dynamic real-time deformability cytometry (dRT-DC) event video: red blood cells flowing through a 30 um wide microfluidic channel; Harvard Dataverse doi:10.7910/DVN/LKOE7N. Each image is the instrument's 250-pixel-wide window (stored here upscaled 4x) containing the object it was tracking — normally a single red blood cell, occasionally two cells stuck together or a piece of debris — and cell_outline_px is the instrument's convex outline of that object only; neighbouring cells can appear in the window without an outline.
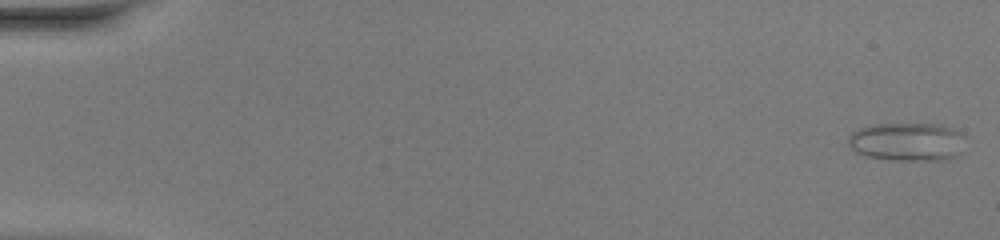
{"species": "common noctule bat (a hibernating species)", "species_latin": "Nyctalus noctula", "temperature_condition": "warm", "stored_images_in_passage": 49, "camera_frame_rate_fps": 3000, "um_per_image_px": 0.085, "animal": {"sex": "female", "body_mass_g": 20.0, "forearm_length_mm": 54.0}, "frame": {"image": 1, "passage_image": 1, "time_ms": 0.0, "image_size_px": [1000, 240], "cell_outline_px": [[964, 136], [960, 152], [944, 160], [892, 160], [868, 156], [856, 152], [848, 144], [848, 136], [852, 132], [860, 128], [872, 124], [940, 124], [952, 128], [960, 132]], "centroid_in_image_um": [77.08, 12.04], "position_along_channel_um": 7.9, "area_um2": 26.07}}
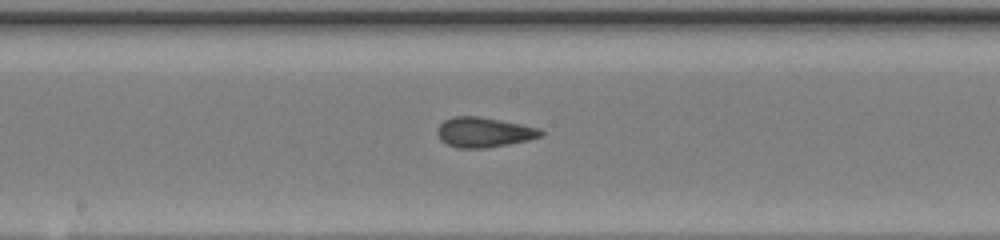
{"frame": {"image": 2, "passage_image": 27, "time_ms": 8.667, "image_size_px": [1000, 240], "cell_outline_px": [[544, 136], [528, 140], [508, 144], [484, 148], [456, 148], [440, 140], [436, 132], [436, 128], [444, 120], [452, 116], [480, 116], [540, 128], [544, 132]], "centroid_in_image_um": [41.12, 11.24], "position_along_channel_um": 207.1, "area_um2": 18.21}}
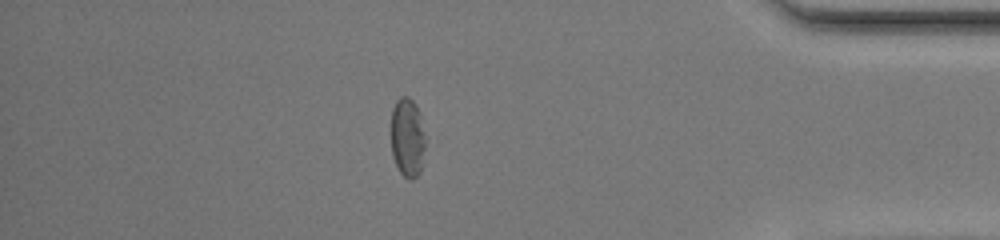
{"frame": {"image": 3, "passage_image": 43, "time_ms": 14.0, "image_size_px": [1000, 240], "cell_outline_px": [[424, 148], [420, 172], [412, 180], [408, 180], [400, 172], [392, 156], [388, 132], [392, 108], [396, 100], [400, 96], [408, 96], [416, 104], [420, 112], [424, 132]], "centroid_in_image_um": [34.57, 11.64], "position_along_channel_um": 400.6, "area_um2": 16.53}, "authors_computed_cell_mechanics": {"area_um2": 18.207, "velocity_mm_per_s": 4.2227, "shape_relaxation_time_tau1_ms": 6.9958, "shape_relaxation_time_tau2_ms": 1.0525, "deformation_change_tau1": 0.196, "deformation_change_tau2": 0.0841}}